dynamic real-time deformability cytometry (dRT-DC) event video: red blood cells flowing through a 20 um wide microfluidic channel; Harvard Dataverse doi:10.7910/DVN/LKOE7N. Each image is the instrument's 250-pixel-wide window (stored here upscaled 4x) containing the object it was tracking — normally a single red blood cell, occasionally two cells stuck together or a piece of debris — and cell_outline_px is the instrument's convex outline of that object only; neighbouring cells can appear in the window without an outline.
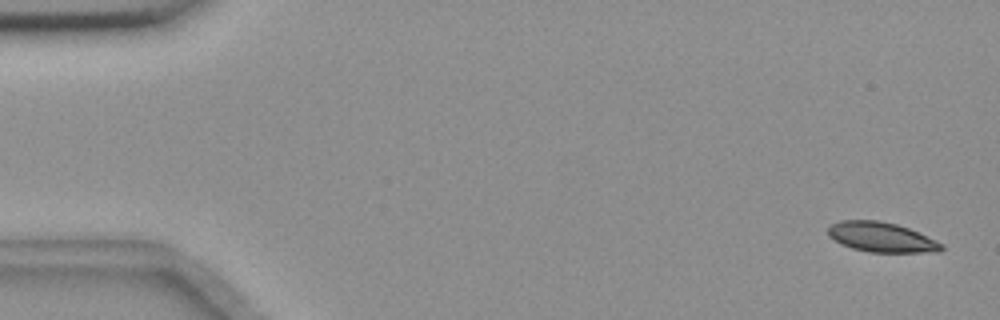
{"species": "common noctule bat (a hibernating species)", "species_latin": "Nyctalus noctula", "temperature_condition": "room temperature", "stored_images_in_passage": 57, "camera_frame_rate_fps": 3000, "um_per_image_px": 0.085, "animal": {"sex": "female", "body_mass_g": 18.4}, "frame": {"image": 1, "passage_image": 2, "time_ms": 0.333, "image_size_px": [1000, 320], "cell_outline_px": [[944, 248], [940, 252], [868, 252], [852, 248], [840, 244], [828, 236], [828, 228], [832, 224], [840, 220], [880, 220], [896, 224], [908, 228], [936, 240], [944, 244]], "centroid_in_image_um": [74.92, 20.16], "position_along_channel_um": 10.1, "area_um2": 19.83}}
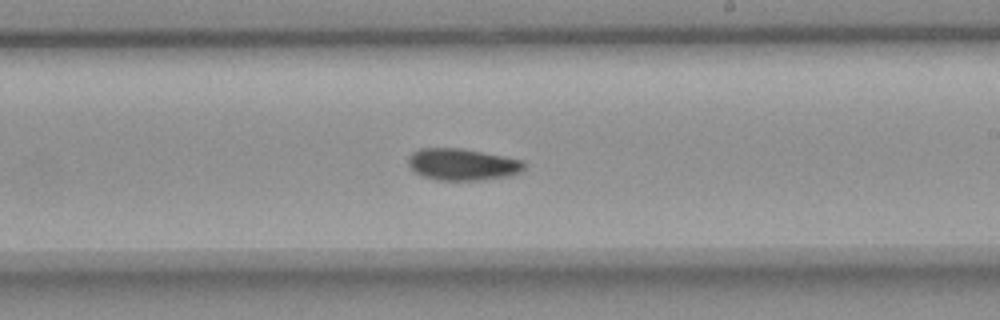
{"frame": {"image": 2, "passage_image": 33, "time_ms": 10.667, "image_size_px": [1000, 320], "cell_outline_px": [[524, 172], [508, 176], [480, 180], [436, 180], [424, 176], [416, 172], [408, 164], [408, 156], [412, 152], [420, 148], [464, 148], [524, 160]], "centroid_in_image_um": [39.33, 13.97], "position_along_channel_um": 249.7, "area_um2": 21.62}}
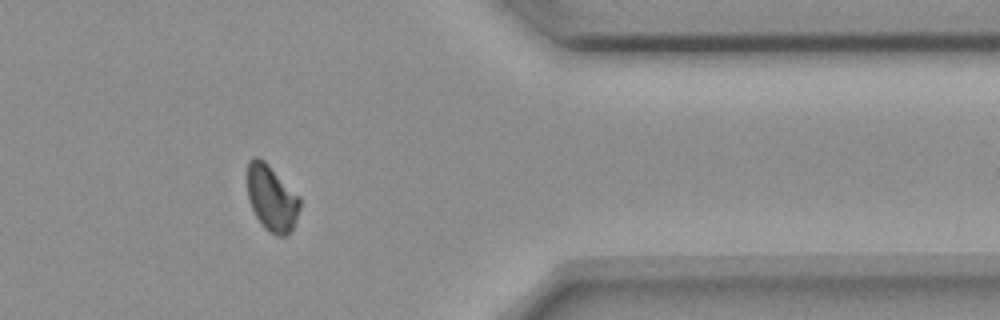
{"frame": {"image": 3, "passage_image": 46, "time_ms": 15.0, "image_size_px": [1000, 320], "cell_outline_px": [[300, 208], [296, 220], [288, 236], [276, 236], [264, 228], [256, 216], [252, 208], [248, 196], [248, 160], [252, 156], [260, 156], [300, 196]], "centroid_in_image_um": [23.1, 16.83], "position_along_channel_um": 388.3, "area_um2": 20.29}, "authors_computed_cell_mechanics": {"area_um2": 20.9236, "velocity_mm_per_s": 3.6236, "shape_relaxation_time_tau1_ms": 5.401, "shape_relaxation_time_tau2_ms": null, "deformation_change_tau1": 0.1086, "deformation_change_tau2": null}}